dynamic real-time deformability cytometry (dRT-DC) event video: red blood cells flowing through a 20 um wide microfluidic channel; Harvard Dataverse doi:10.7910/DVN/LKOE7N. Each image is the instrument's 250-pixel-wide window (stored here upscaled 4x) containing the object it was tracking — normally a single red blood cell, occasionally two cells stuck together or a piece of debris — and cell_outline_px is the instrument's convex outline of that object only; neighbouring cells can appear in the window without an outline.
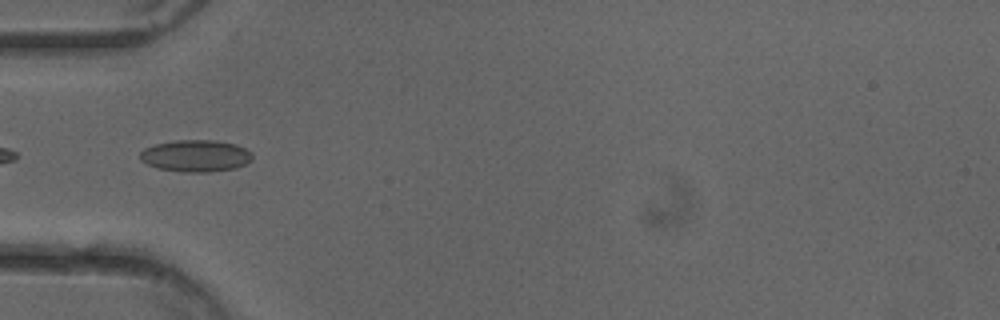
{"species": "common noctule bat (a hibernating species)", "species_latin": "Nyctalus noctula", "temperature_condition": "cold", "stored_images_in_passage": 50, "camera_frame_rate_fps": 3000, "um_per_image_px": 0.085, "animal": {"sex": "female"}, "frame": {"image": 1, "passage_image": 16, "time_ms": 5.0, "image_size_px": [1000, 320], "cell_outline_px": [[252, 160], [236, 168], [208, 172], [180, 172], [156, 168], [140, 160], [140, 152], [144, 148], [156, 144], [176, 140], [216, 140], [236, 144], [252, 152]], "centroid_in_image_um": [16.63, 13.25], "position_along_channel_um": 68.4, "area_um2": 20.98}}
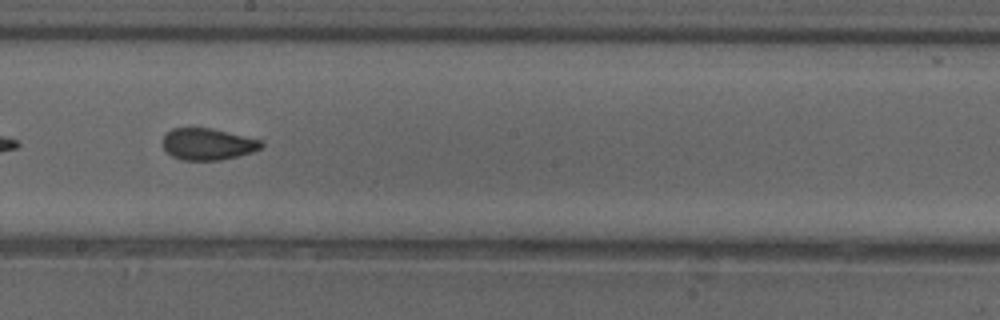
{"frame": {"image": 2, "passage_image": 28, "time_ms": 9.0, "image_size_px": [1000, 320], "cell_outline_px": [[264, 144], [260, 148], [252, 152], [220, 160], [180, 160], [172, 156], [164, 148], [164, 136], [172, 128], [212, 128], [260, 140]], "centroid_in_image_um": [17.65, 12.25], "position_along_channel_um": 230.6, "area_um2": 17.92}}
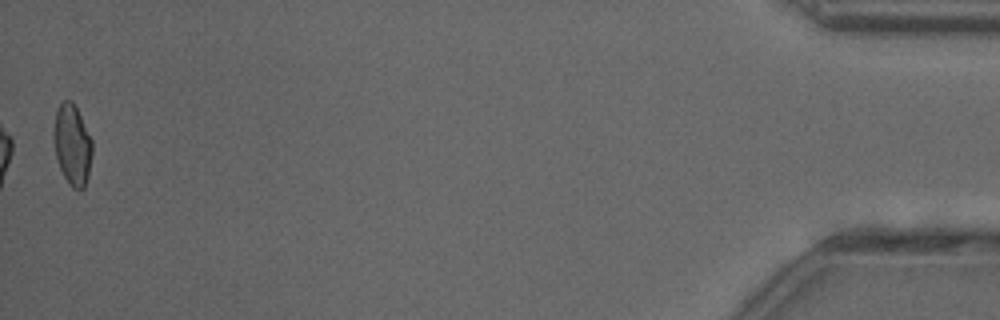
{"frame": {"image": 3, "passage_image": 50, "time_ms": 16.333, "image_size_px": [1000, 320], "cell_outline_px": [[92, 156], [88, 176], [84, 188], [80, 192], [72, 188], [64, 176], [60, 168], [56, 156], [52, 140], [52, 136], [56, 108], [64, 100], [72, 100], [92, 140]], "centroid_in_image_um": [6.13, 12.32], "position_along_channel_um": 429.1, "area_um2": 18.32}, "authors_computed_cell_mechanics": {"area_um2": 18.8428, "velocity_mm_per_s": 4.0308, "shape_relaxation_time_tau1_ms": 6.2387, "shape_relaxation_time_tau2_ms": 1.3268, "deformation_change_tau1": 0.1165, "deformation_change_tau2": 0.064}}